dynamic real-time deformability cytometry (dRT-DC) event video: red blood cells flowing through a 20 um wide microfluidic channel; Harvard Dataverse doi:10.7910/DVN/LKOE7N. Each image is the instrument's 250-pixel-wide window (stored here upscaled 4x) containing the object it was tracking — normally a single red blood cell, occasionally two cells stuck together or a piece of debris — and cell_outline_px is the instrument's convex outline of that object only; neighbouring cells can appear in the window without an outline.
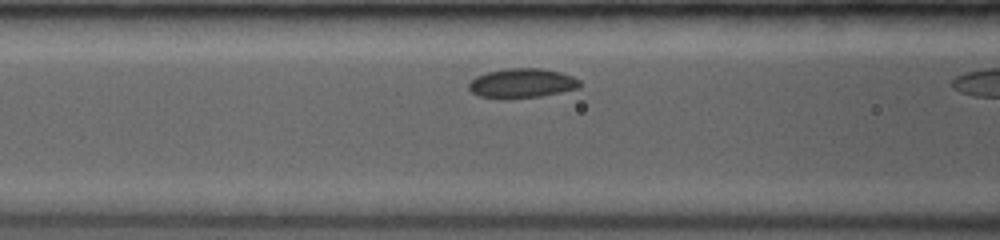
{"species": "common noctule bat (a hibernating species)", "species_latin": "Nyctalus noctula", "temperature_condition": "room temperature", "stored_images_in_passage": 15, "camera_frame_rate_fps": 3500, "um_per_image_px": 0.085, "animal": {"sex": "female", "body_mass_g": 19.0, "forearm_length_mm": 53.3}, "frame": {"image": 1, "passage_image": 14, "time_ms": 2.286, "image_size_px": [1000, 240], "cell_outline_px": [[580, 88], [540, 96], [480, 96], [472, 92], [468, 88], [468, 84], [476, 76], [488, 72], [508, 68], [540, 68], [560, 72], [572, 76], [580, 80]], "centroid_in_image_um": [44.41, 7.03], "position_along_channel_um": 122.2, "area_um2": 18.32}}